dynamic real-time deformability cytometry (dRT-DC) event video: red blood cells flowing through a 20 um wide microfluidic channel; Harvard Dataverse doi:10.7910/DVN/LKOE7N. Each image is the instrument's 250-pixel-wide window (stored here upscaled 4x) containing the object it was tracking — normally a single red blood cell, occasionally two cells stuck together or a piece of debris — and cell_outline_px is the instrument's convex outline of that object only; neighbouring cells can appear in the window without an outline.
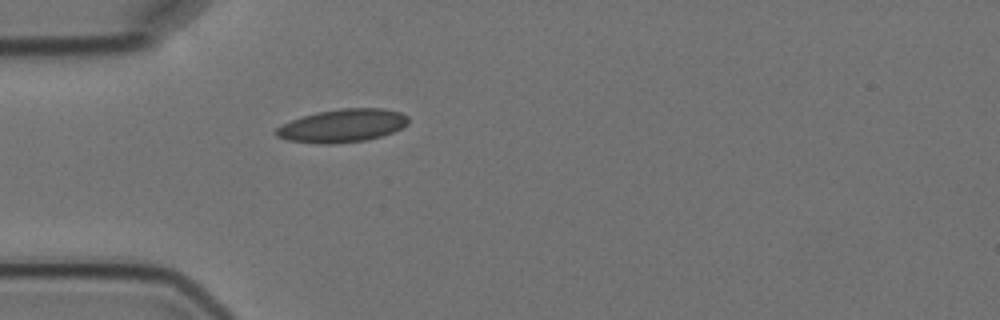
{"species": "Egyptian fruit bat (a non-hibernating species)", "species_latin": "Rousettus aegyptiacus", "temperature_condition": "cold", "stored_images_in_passage": 5, "camera_frame_rate_fps": 3000, "um_per_image_px": 0.085, "animal": {"sex": "female"}, "frame": {"image": 1, "passage_image": 5, "time_ms": 4.667, "image_size_px": [1000, 320], "cell_outline_px": [[408, 124], [392, 132], [380, 136], [364, 140], [332, 144], [320, 144], [288, 140], [276, 136], [272, 132], [276, 128], [292, 120], [316, 112], [340, 108], [380, 108], [400, 112], [408, 116]], "centroid_in_image_um": [29.08, 10.68], "position_along_channel_um": 55.9, "area_um2": 25.37}}